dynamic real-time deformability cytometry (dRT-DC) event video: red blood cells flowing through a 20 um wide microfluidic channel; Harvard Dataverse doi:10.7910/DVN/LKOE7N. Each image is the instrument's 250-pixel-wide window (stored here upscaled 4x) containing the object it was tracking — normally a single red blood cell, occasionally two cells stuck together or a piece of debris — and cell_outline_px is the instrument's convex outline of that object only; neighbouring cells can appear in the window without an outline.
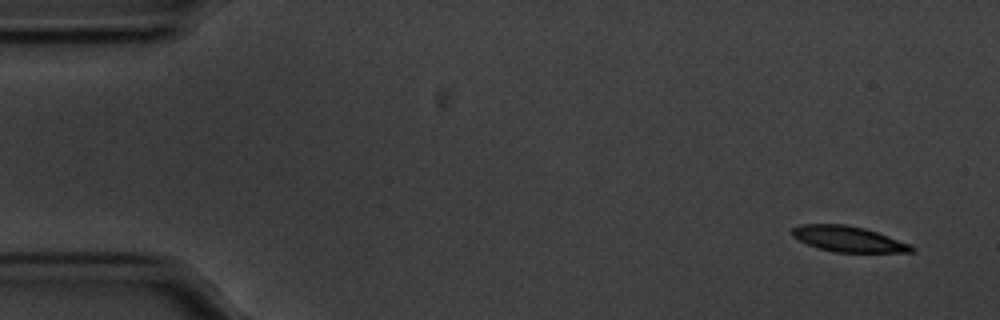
{"species": "common noctule bat (a hibernating species)", "species_latin": "Nyctalus noctula", "temperature_condition": "cold", "stored_images_in_passage": 54, "camera_frame_rate_fps": 3000, "um_per_image_px": 0.085, "animal": {"sex": "male", "body_mass_g": 20.1, "forearm_length_mm": 53.5}, "frame": {"image": 1, "passage_image": 1, "time_ms": 0.0, "image_size_px": [1000, 320], "cell_outline_px": [[916, 252], [836, 252], [820, 248], [808, 244], [792, 236], [792, 228], [800, 224], [844, 224], [864, 228], [912, 244], [916, 248]], "centroid_in_image_um": [72.15, 20.31], "position_along_channel_um": 12.9, "area_um2": 17.74}}
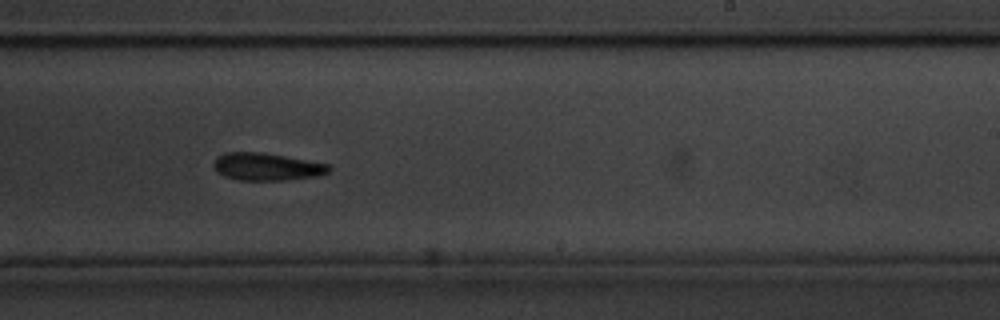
{"frame": {"image": 2, "passage_image": 32, "time_ms": 10.333, "image_size_px": [1000, 320], "cell_outline_px": [[332, 168], [328, 172], [320, 176], [284, 180], [240, 180], [224, 176], [216, 172], [212, 164], [216, 156], [224, 152], [264, 152], [328, 164]], "centroid_in_image_um": [22.64, 14.16], "position_along_channel_um": 266.4, "area_um2": 18.67}}
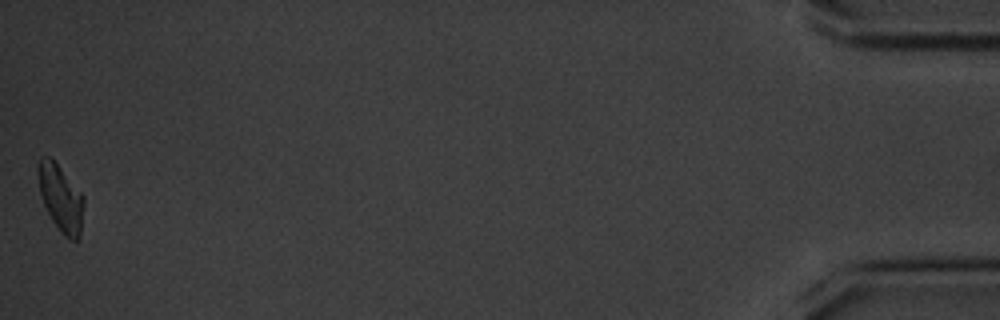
{"frame": {"image": 3, "passage_image": 54, "time_ms": 17.667, "image_size_px": [1000, 320], "cell_outline_px": [[84, 204], [80, 240], [68, 240], [60, 232], [52, 220], [44, 204], [40, 192], [36, 172], [36, 164], [40, 156], [52, 156], [84, 196]], "centroid_in_image_um": [5.15, 16.8], "position_along_channel_um": 430.0, "area_um2": 18.32}, "authors_computed_cell_mechanics": {"area_um2": 18.8139, "velocity_mm_per_s": 3.5401, "shape_relaxation_time_tau1_ms": 4.6407, "shape_relaxation_time_tau2_ms": null, "deformation_change_tau1": 0.1294, "deformation_change_tau2": null}}